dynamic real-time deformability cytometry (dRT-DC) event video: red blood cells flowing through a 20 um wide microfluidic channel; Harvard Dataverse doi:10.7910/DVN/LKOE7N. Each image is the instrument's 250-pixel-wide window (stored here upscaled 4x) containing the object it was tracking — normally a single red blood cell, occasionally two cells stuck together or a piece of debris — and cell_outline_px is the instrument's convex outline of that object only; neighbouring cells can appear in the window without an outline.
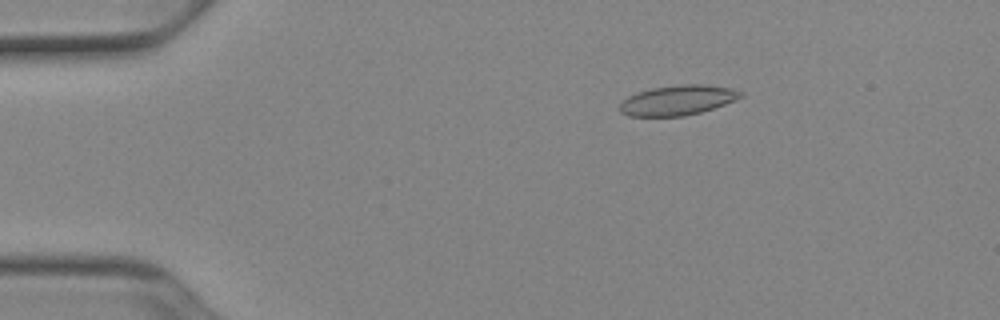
{"species": "Egyptian fruit bat (a non-hibernating species)", "species_latin": "Rousettus aegyptiacus", "temperature_condition": "cold", "stored_images_in_passage": 52, "camera_frame_rate_fps": 3000, "um_per_image_px": 0.085, "animal": {"sex": "female"}, "frame": {"image": 1, "passage_image": 9, "time_ms": 2.667, "image_size_px": [1000, 320], "cell_outline_px": [[744, 96], [736, 100], [700, 112], [684, 116], [628, 116], [620, 112], [616, 108], [628, 96], [652, 88], [680, 84], [708, 84], [732, 88], [744, 92]], "centroid_in_image_um": [57.62, 8.51], "position_along_channel_um": 27.4, "area_um2": 21.21}}
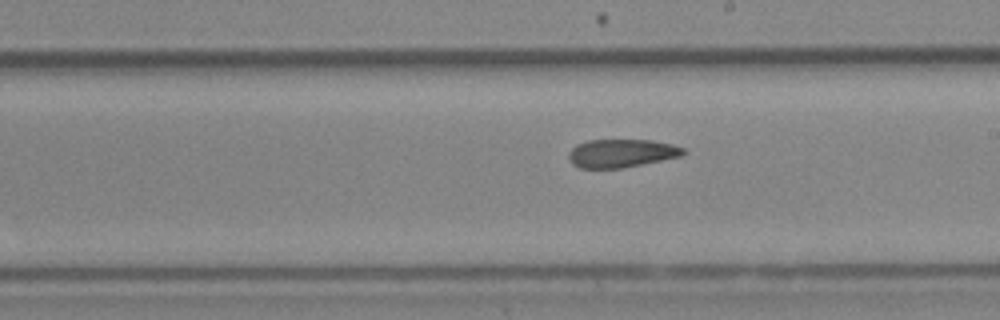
{"frame": {"image": 2, "passage_image": 30, "time_ms": 9.667, "image_size_px": [1000, 320], "cell_outline_px": [[688, 152], [680, 156], [624, 168], [580, 168], [572, 164], [568, 156], [568, 152], [576, 144], [588, 140], [652, 140], [672, 144], [684, 148]], "centroid_in_image_um": [52.81, 13.02], "position_along_channel_um": 236.2, "area_um2": 18.96}}
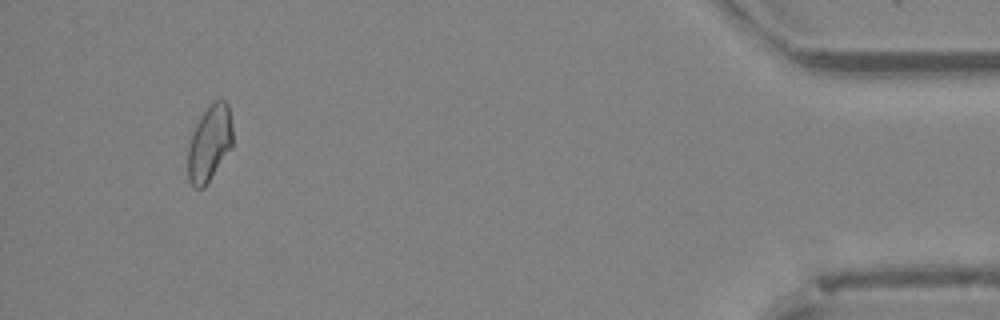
{"frame": {"image": 3, "passage_image": 49, "time_ms": 16.0, "image_size_px": [1000, 320], "cell_outline_px": [[232, 148], [204, 188], [192, 188], [188, 180], [188, 148], [192, 132], [200, 116], [216, 100], [224, 100], [228, 104], [232, 128]], "centroid_in_image_um": [17.8, 12.23], "position_along_channel_um": 417.4, "area_um2": 19.83}, "authors_computed_cell_mechanics": {"area_um2": 20.2589, "velocity_mm_per_s": 3.9092, "shape_relaxation_time_tau1_ms": null, "shape_relaxation_time_tau2_ms": 4.7049, "deformation_change_tau1": null, "deformation_change_tau2": 0.1053}}